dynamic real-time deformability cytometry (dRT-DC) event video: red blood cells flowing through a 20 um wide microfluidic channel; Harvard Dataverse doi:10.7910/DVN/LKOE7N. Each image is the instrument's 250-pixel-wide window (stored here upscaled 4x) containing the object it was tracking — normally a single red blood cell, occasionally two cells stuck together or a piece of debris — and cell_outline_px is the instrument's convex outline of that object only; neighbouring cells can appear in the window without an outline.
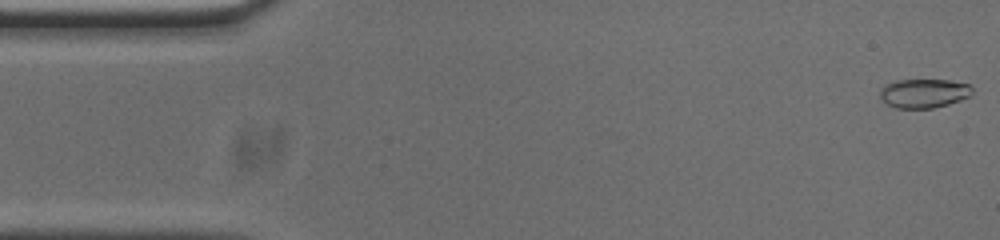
{"species": "common noctule bat (a hibernating species)", "species_latin": "Nyctalus noctula", "temperature_condition": "cold", "stored_images_in_passage": 53, "camera_frame_rate_fps": 3000, "um_per_image_px": 0.085, "animal": {"sex": "male", "body_mass_g": 20.0, "forearm_length_mm": 53.3}, "frame": {"image": 1, "passage_image": 1, "time_ms": 0.0, "image_size_px": [1000, 240], "cell_outline_px": [[972, 96], [948, 104], [932, 108], [896, 108], [880, 100], [880, 88], [896, 80], [948, 80], [968, 84], [972, 88]], "centroid_in_image_um": [78.52, 7.93], "position_along_channel_um": 6.5, "area_um2": 15.61}}
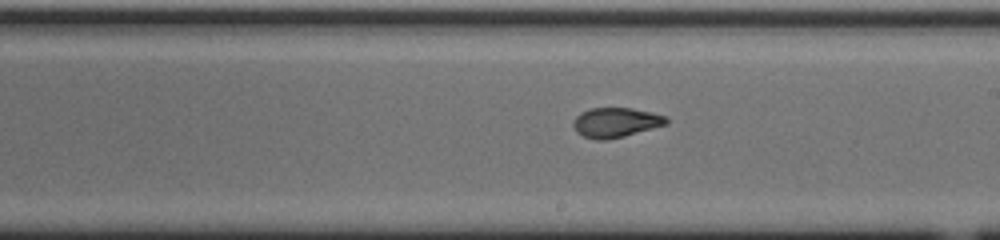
{"frame": {"image": 2, "passage_image": 29, "time_ms": 9.333, "image_size_px": [1000, 240], "cell_outline_px": [[668, 124], [624, 136], [604, 140], [596, 140], [584, 136], [576, 132], [572, 124], [572, 120], [580, 112], [588, 108], [632, 108], [652, 112], [668, 116]], "centroid_in_image_um": [52.33, 10.4], "position_along_channel_um": 236.7, "area_um2": 16.3}}
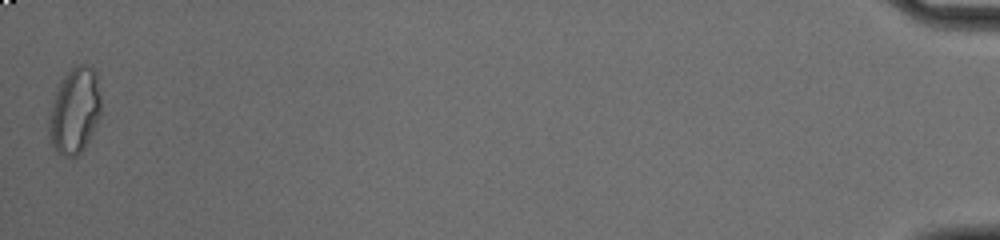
{"frame": {"image": 3, "passage_image": 53, "time_ms": 17.333, "image_size_px": [1000, 240], "cell_outline_px": [[100, 116], [84, 148], [76, 156], [60, 156], [52, 144], [48, 136], [48, 112], [60, 80], [76, 64], [88, 64], [96, 72], [100, 96]], "centroid_in_image_um": [6.32, 9.4], "position_along_channel_um": 428.9, "area_um2": 26.24}, "authors_computed_cell_mechanics": {"area_um2": 16.7042, "velocity_mm_per_s": 3.7465, "shape_relaxation_time_tau1_ms": null, "shape_relaxation_time_tau2_ms": 1.308, "deformation_change_tau1": null, "deformation_change_tau2": 0.0448}}